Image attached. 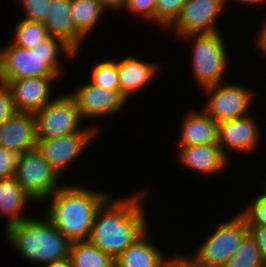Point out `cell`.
<instances>
[{
	"label": "cell",
	"mask_w": 266,
	"mask_h": 267,
	"mask_svg": "<svg viewBox=\"0 0 266 267\" xmlns=\"http://www.w3.org/2000/svg\"><path fill=\"white\" fill-rule=\"evenodd\" d=\"M149 191L143 188L118 199L110 196L96 212L89 241L116 259L148 230L144 201Z\"/></svg>",
	"instance_id": "cell-1"
},
{
	"label": "cell",
	"mask_w": 266,
	"mask_h": 267,
	"mask_svg": "<svg viewBox=\"0 0 266 267\" xmlns=\"http://www.w3.org/2000/svg\"><path fill=\"white\" fill-rule=\"evenodd\" d=\"M5 46L0 49V81L4 83L27 77L60 78L63 71L60 54L76 59L68 45L52 36L33 49L21 48L12 42Z\"/></svg>",
	"instance_id": "cell-3"
},
{
	"label": "cell",
	"mask_w": 266,
	"mask_h": 267,
	"mask_svg": "<svg viewBox=\"0 0 266 267\" xmlns=\"http://www.w3.org/2000/svg\"><path fill=\"white\" fill-rule=\"evenodd\" d=\"M23 151L6 150L0 146V180L14 177L17 166L21 163Z\"/></svg>",
	"instance_id": "cell-31"
},
{
	"label": "cell",
	"mask_w": 266,
	"mask_h": 267,
	"mask_svg": "<svg viewBox=\"0 0 266 267\" xmlns=\"http://www.w3.org/2000/svg\"><path fill=\"white\" fill-rule=\"evenodd\" d=\"M14 177L36 204L46 201L61 187L59 174L42 157L37 147L23 152Z\"/></svg>",
	"instance_id": "cell-7"
},
{
	"label": "cell",
	"mask_w": 266,
	"mask_h": 267,
	"mask_svg": "<svg viewBox=\"0 0 266 267\" xmlns=\"http://www.w3.org/2000/svg\"><path fill=\"white\" fill-rule=\"evenodd\" d=\"M253 115L247 114L232 120L218 123V142L224 155L229 159L231 151L249 154L258 146L260 126ZM259 126V127H258Z\"/></svg>",
	"instance_id": "cell-13"
},
{
	"label": "cell",
	"mask_w": 266,
	"mask_h": 267,
	"mask_svg": "<svg viewBox=\"0 0 266 267\" xmlns=\"http://www.w3.org/2000/svg\"><path fill=\"white\" fill-rule=\"evenodd\" d=\"M110 196L86 186L61 185L47 198L44 216L71 242L89 240L96 212Z\"/></svg>",
	"instance_id": "cell-2"
},
{
	"label": "cell",
	"mask_w": 266,
	"mask_h": 267,
	"mask_svg": "<svg viewBox=\"0 0 266 267\" xmlns=\"http://www.w3.org/2000/svg\"><path fill=\"white\" fill-rule=\"evenodd\" d=\"M118 64V82L120 86L121 95L129 101L132 94L142 91L145 86L150 85V82L154 80L157 75L158 64L154 62L144 61L143 58L134 57L129 55L119 61ZM158 68V69H157Z\"/></svg>",
	"instance_id": "cell-17"
},
{
	"label": "cell",
	"mask_w": 266,
	"mask_h": 267,
	"mask_svg": "<svg viewBox=\"0 0 266 267\" xmlns=\"http://www.w3.org/2000/svg\"><path fill=\"white\" fill-rule=\"evenodd\" d=\"M14 112L10 89L7 83L0 81V125Z\"/></svg>",
	"instance_id": "cell-32"
},
{
	"label": "cell",
	"mask_w": 266,
	"mask_h": 267,
	"mask_svg": "<svg viewBox=\"0 0 266 267\" xmlns=\"http://www.w3.org/2000/svg\"><path fill=\"white\" fill-rule=\"evenodd\" d=\"M122 10L156 24V0H127Z\"/></svg>",
	"instance_id": "cell-29"
},
{
	"label": "cell",
	"mask_w": 266,
	"mask_h": 267,
	"mask_svg": "<svg viewBox=\"0 0 266 267\" xmlns=\"http://www.w3.org/2000/svg\"><path fill=\"white\" fill-rule=\"evenodd\" d=\"M37 139L64 137L82 131L80 113L73 98L67 93L55 96L34 113Z\"/></svg>",
	"instance_id": "cell-8"
},
{
	"label": "cell",
	"mask_w": 266,
	"mask_h": 267,
	"mask_svg": "<svg viewBox=\"0 0 266 267\" xmlns=\"http://www.w3.org/2000/svg\"><path fill=\"white\" fill-rule=\"evenodd\" d=\"M240 213L246 218L248 226H261L266 228V192L263 191Z\"/></svg>",
	"instance_id": "cell-28"
},
{
	"label": "cell",
	"mask_w": 266,
	"mask_h": 267,
	"mask_svg": "<svg viewBox=\"0 0 266 267\" xmlns=\"http://www.w3.org/2000/svg\"><path fill=\"white\" fill-rule=\"evenodd\" d=\"M177 157L185 168L206 176L223 172L229 162L218 144L181 146Z\"/></svg>",
	"instance_id": "cell-18"
},
{
	"label": "cell",
	"mask_w": 266,
	"mask_h": 267,
	"mask_svg": "<svg viewBox=\"0 0 266 267\" xmlns=\"http://www.w3.org/2000/svg\"><path fill=\"white\" fill-rule=\"evenodd\" d=\"M191 256V257H190ZM166 267H206L198 262L192 255H175L167 259Z\"/></svg>",
	"instance_id": "cell-33"
},
{
	"label": "cell",
	"mask_w": 266,
	"mask_h": 267,
	"mask_svg": "<svg viewBox=\"0 0 266 267\" xmlns=\"http://www.w3.org/2000/svg\"><path fill=\"white\" fill-rule=\"evenodd\" d=\"M224 267H266L262 250L248 233Z\"/></svg>",
	"instance_id": "cell-24"
},
{
	"label": "cell",
	"mask_w": 266,
	"mask_h": 267,
	"mask_svg": "<svg viewBox=\"0 0 266 267\" xmlns=\"http://www.w3.org/2000/svg\"><path fill=\"white\" fill-rule=\"evenodd\" d=\"M106 10L121 11L127 0H99Z\"/></svg>",
	"instance_id": "cell-36"
},
{
	"label": "cell",
	"mask_w": 266,
	"mask_h": 267,
	"mask_svg": "<svg viewBox=\"0 0 266 267\" xmlns=\"http://www.w3.org/2000/svg\"><path fill=\"white\" fill-rule=\"evenodd\" d=\"M107 11L99 0H71V16L76 30L86 39Z\"/></svg>",
	"instance_id": "cell-22"
},
{
	"label": "cell",
	"mask_w": 266,
	"mask_h": 267,
	"mask_svg": "<svg viewBox=\"0 0 266 267\" xmlns=\"http://www.w3.org/2000/svg\"><path fill=\"white\" fill-rule=\"evenodd\" d=\"M234 217V218H233ZM216 228L213 234L197 247L192 256L206 267H224L228 259L249 233L246 218L239 212Z\"/></svg>",
	"instance_id": "cell-6"
},
{
	"label": "cell",
	"mask_w": 266,
	"mask_h": 267,
	"mask_svg": "<svg viewBox=\"0 0 266 267\" xmlns=\"http://www.w3.org/2000/svg\"><path fill=\"white\" fill-rule=\"evenodd\" d=\"M56 79L27 77L9 81L7 85L15 111L34 114L51 102L54 97L51 84Z\"/></svg>",
	"instance_id": "cell-14"
},
{
	"label": "cell",
	"mask_w": 266,
	"mask_h": 267,
	"mask_svg": "<svg viewBox=\"0 0 266 267\" xmlns=\"http://www.w3.org/2000/svg\"><path fill=\"white\" fill-rule=\"evenodd\" d=\"M209 97L204 111L216 122L249 114L254 92L241 84L218 83L203 89Z\"/></svg>",
	"instance_id": "cell-10"
},
{
	"label": "cell",
	"mask_w": 266,
	"mask_h": 267,
	"mask_svg": "<svg viewBox=\"0 0 266 267\" xmlns=\"http://www.w3.org/2000/svg\"><path fill=\"white\" fill-rule=\"evenodd\" d=\"M148 232L115 259V267H166L168 257L149 239Z\"/></svg>",
	"instance_id": "cell-20"
},
{
	"label": "cell",
	"mask_w": 266,
	"mask_h": 267,
	"mask_svg": "<svg viewBox=\"0 0 266 267\" xmlns=\"http://www.w3.org/2000/svg\"><path fill=\"white\" fill-rule=\"evenodd\" d=\"M4 232L7 244L31 264L42 267L69 257L72 242L46 216L26 218Z\"/></svg>",
	"instance_id": "cell-4"
},
{
	"label": "cell",
	"mask_w": 266,
	"mask_h": 267,
	"mask_svg": "<svg viewBox=\"0 0 266 267\" xmlns=\"http://www.w3.org/2000/svg\"><path fill=\"white\" fill-rule=\"evenodd\" d=\"M232 1H235V3L236 2H240V3H242V5L244 4V5H246L247 4V6H260V5H262L263 6V4H266V0H232ZM228 2H231L230 0H225V4H227Z\"/></svg>",
	"instance_id": "cell-38"
},
{
	"label": "cell",
	"mask_w": 266,
	"mask_h": 267,
	"mask_svg": "<svg viewBox=\"0 0 266 267\" xmlns=\"http://www.w3.org/2000/svg\"><path fill=\"white\" fill-rule=\"evenodd\" d=\"M249 233L255 239L256 244L262 250V256L266 264V228L261 226H248Z\"/></svg>",
	"instance_id": "cell-34"
},
{
	"label": "cell",
	"mask_w": 266,
	"mask_h": 267,
	"mask_svg": "<svg viewBox=\"0 0 266 267\" xmlns=\"http://www.w3.org/2000/svg\"><path fill=\"white\" fill-rule=\"evenodd\" d=\"M24 11L22 19L43 23L48 14L50 0H18Z\"/></svg>",
	"instance_id": "cell-30"
},
{
	"label": "cell",
	"mask_w": 266,
	"mask_h": 267,
	"mask_svg": "<svg viewBox=\"0 0 266 267\" xmlns=\"http://www.w3.org/2000/svg\"><path fill=\"white\" fill-rule=\"evenodd\" d=\"M225 6V0H187L178 19L169 29L177 33L180 38L193 34L219 32L216 22L225 10Z\"/></svg>",
	"instance_id": "cell-11"
},
{
	"label": "cell",
	"mask_w": 266,
	"mask_h": 267,
	"mask_svg": "<svg viewBox=\"0 0 266 267\" xmlns=\"http://www.w3.org/2000/svg\"><path fill=\"white\" fill-rule=\"evenodd\" d=\"M187 0H156V24L163 30L169 28L178 19Z\"/></svg>",
	"instance_id": "cell-27"
},
{
	"label": "cell",
	"mask_w": 266,
	"mask_h": 267,
	"mask_svg": "<svg viewBox=\"0 0 266 267\" xmlns=\"http://www.w3.org/2000/svg\"><path fill=\"white\" fill-rule=\"evenodd\" d=\"M181 39L192 42V76H195L194 79L198 86H201V90L223 83L224 73L229 64V52L221 32L187 35Z\"/></svg>",
	"instance_id": "cell-5"
},
{
	"label": "cell",
	"mask_w": 266,
	"mask_h": 267,
	"mask_svg": "<svg viewBox=\"0 0 266 267\" xmlns=\"http://www.w3.org/2000/svg\"><path fill=\"white\" fill-rule=\"evenodd\" d=\"M28 201L34 202L15 177L0 180V215H6L5 230L29 218L22 213Z\"/></svg>",
	"instance_id": "cell-21"
},
{
	"label": "cell",
	"mask_w": 266,
	"mask_h": 267,
	"mask_svg": "<svg viewBox=\"0 0 266 267\" xmlns=\"http://www.w3.org/2000/svg\"><path fill=\"white\" fill-rule=\"evenodd\" d=\"M45 267H72V263L70 258H65L53 262H49L48 264L43 265Z\"/></svg>",
	"instance_id": "cell-37"
},
{
	"label": "cell",
	"mask_w": 266,
	"mask_h": 267,
	"mask_svg": "<svg viewBox=\"0 0 266 267\" xmlns=\"http://www.w3.org/2000/svg\"><path fill=\"white\" fill-rule=\"evenodd\" d=\"M97 126L99 125H89L80 132L64 137L37 139L36 147L42 157L61 176L99 135L100 127Z\"/></svg>",
	"instance_id": "cell-9"
},
{
	"label": "cell",
	"mask_w": 266,
	"mask_h": 267,
	"mask_svg": "<svg viewBox=\"0 0 266 267\" xmlns=\"http://www.w3.org/2000/svg\"><path fill=\"white\" fill-rule=\"evenodd\" d=\"M74 100L83 121L103 119L118 114L127 104L120 90H109L100 86L84 83L68 93ZM103 117V118H102Z\"/></svg>",
	"instance_id": "cell-12"
},
{
	"label": "cell",
	"mask_w": 266,
	"mask_h": 267,
	"mask_svg": "<svg viewBox=\"0 0 266 267\" xmlns=\"http://www.w3.org/2000/svg\"><path fill=\"white\" fill-rule=\"evenodd\" d=\"M264 19L255 42L258 44L257 48L266 56V18Z\"/></svg>",
	"instance_id": "cell-35"
},
{
	"label": "cell",
	"mask_w": 266,
	"mask_h": 267,
	"mask_svg": "<svg viewBox=\"0 0 266 267\" xmlns=\"http://www.w3.org/2000/svg\"><path fill=\"white\" fill-rule=\"evenodd\" d=\"M264 189H263V191H265L266 192V180H265V184H264Z\"/></svg>",
	"instance_id": "cell-39"
},
{
	"label": "cell",
	"mask_w": 266,
	"mask_h": 267,
	"mask_svg": "<svg viewBox=\"0 0 266 267\" xmlns=\"http://www.w3.org/2000/svg\"><path fill=\"white\" fill-rule=\"evenodd\" d=\"M90 83L109 90H120L116 60H104L92 66Z\"/></svg>",
	"instance_id": "cell-26"
},
{
	"label": "cell",
	"mask_w": 266,
	"mask_h": 267,
	"mask_svg": "<svg viewBox=\"0 0 266 267\" xmlns=\"http://www.w3.org/2000/svg\"><path fill=\"white\" fill-rule=\"evenodd\" d=\"M37 143L33 113L15 111L0 125V146L11 151L34 149Z\"/></svg>",
	"instance_id": "cell-15"
},
{
	"label": "cell",
	"mask_w": 266,
	"mask_h": 267,
	"mask_svg": "<svg viewBox=\"0 0 266 267\" xmlns=\"http://www.w3.org/2000/svg\"><path fill=\"white\" fill-rule=\"evenodd\" d=\"M178 146L208 145L218 142V122L204 110H191L184 115Z\"/></svg>",
	"instance_id": "cell-19"
},
{
	"label": "cell",
	"mask_w": 266,
	"mask_h": 267,
	"mask_svg": "<svg viewBox=\"0 0 266 267\" xmlns=\"http://www.w3.org/2000/svg\"><path fill=\"white\" fill-rule=\"evenodd\" d=\"M69 258L72 267H115V259L89 240L72 242Z\"/></svg>",
	"instance_id": "cell-23"
},
{
	"label": "cell",
	"mask_w": 266,
	"mask_h": 267,
	"mask_svg": "<svg viewBox=\"0 0 266 267\" xmlns=\"http://www.w3.org/2000/svg\"><path fill=\"white\" fill-rule=\"evenodd\" d=\"M49 36L61 39L78 56L85 39L75 28L71 16V0H50L48 14L43 22Z\"/></svg>",
	"instance_id": "cell-16"
},
{
	"label": "cell",
	"mask_w": 266,
	"mask_h": 267,
	"mask_svg": "<svg viewBox=\"0 0 266 267\" xmlns=\"http://www.w3.org/2000/svg\"><path fill=\"white\" fill-rule=\"evenodd\" d=\"M12 43L25 49H33L49 37L43 23L21 19L14 27Z\"/></svg>",
	"instance_id": "cell-25"
}]
</instances>
